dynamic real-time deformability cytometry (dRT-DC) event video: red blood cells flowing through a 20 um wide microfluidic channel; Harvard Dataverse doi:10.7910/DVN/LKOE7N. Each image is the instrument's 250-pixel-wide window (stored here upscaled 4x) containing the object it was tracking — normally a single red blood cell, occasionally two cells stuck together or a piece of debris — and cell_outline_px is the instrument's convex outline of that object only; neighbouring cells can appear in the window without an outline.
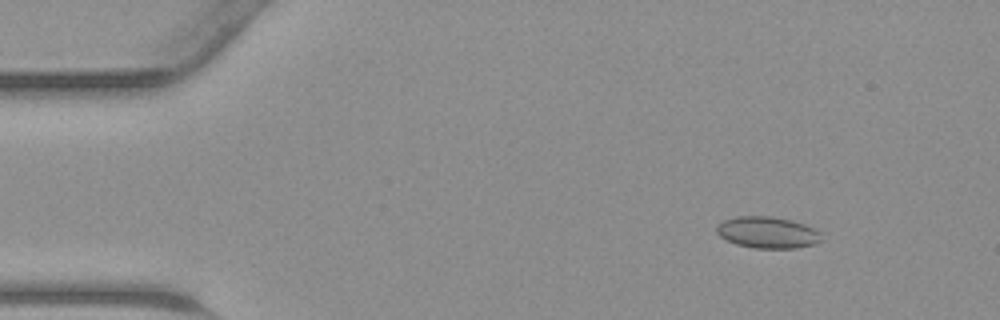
{"species": "common noctule bat (a hibernating species)", "species_latin": "Nyctalus noctula", "temperature_condition": "warm", "stored_images_in_passage": 43, "camera_frame_rate_fps": 3000, "um_per_image_px": 0.085, "animal": {"sex": "male", "body_mass_g": 23.1, "forearm_length_mm": 52.7}, "frame": {"image": 1, "passage_image": 4, "time_ms": 1.0, "image_size_px": [1000, 320], "cell_outline_px": [[820, 240], [816, 244], [796, 248], [752, 248], [736, 244], [720, 236], [716, 232], [716, 224], [724, 220], [736, 216], [772, 216], [792, 220], [804, 224], [820, 232]], "centroid_in_image_um": [65.21, 19.75], "position_along_channel_um": 19.8, "area_um2": 19.31}}
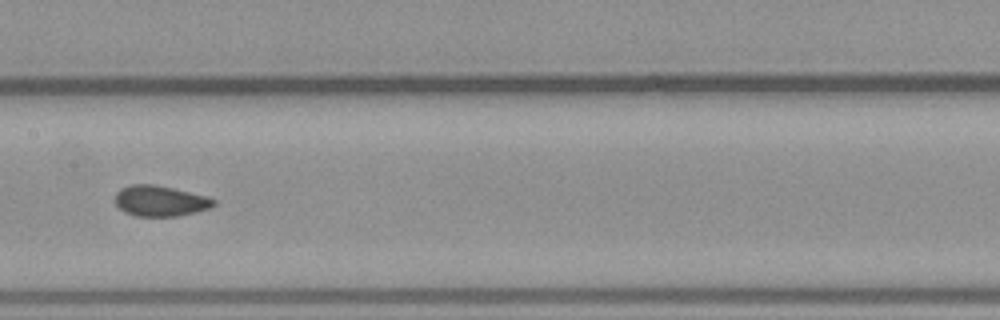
{"frame": {"image": 2, "passage_image": 21, "time_ms": 6.667, "image_size_px": [1000, 320], "cell_outline_px": [[216, 204], [208, 208], [176, 216], [136, 216], [124, 212], [116, 204], [116, 192], [120, 188], [132, 184], [156, 184], [204, 196], [216, 200]], "centroid_in_image_um": [13.56, 17.07], "position_along_channel_um": 193.8, "area_um2": 17.34}}
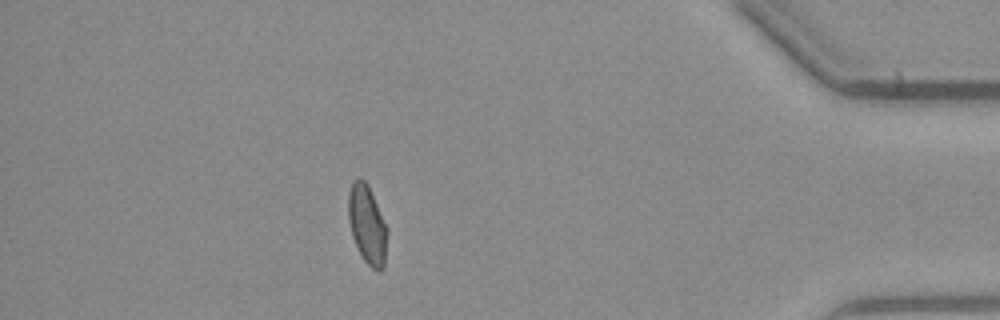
{"frame": {"image": 3, "passage_image": 38, "time_ms": 12.333, "image_size_px": [1000, 320], "cell_outline_px": [[388, 232], [384, 268], [380, 272], [372, 268], [364, 260], [352, 236], [348, 220], [348, 196], [352, 180], [364, 180], [368, 184], [388, 228]], "centroid_in_image_um": [31.23, 19.1], "position_along_channel_um": 404.0, "area_um2": 17.92}}